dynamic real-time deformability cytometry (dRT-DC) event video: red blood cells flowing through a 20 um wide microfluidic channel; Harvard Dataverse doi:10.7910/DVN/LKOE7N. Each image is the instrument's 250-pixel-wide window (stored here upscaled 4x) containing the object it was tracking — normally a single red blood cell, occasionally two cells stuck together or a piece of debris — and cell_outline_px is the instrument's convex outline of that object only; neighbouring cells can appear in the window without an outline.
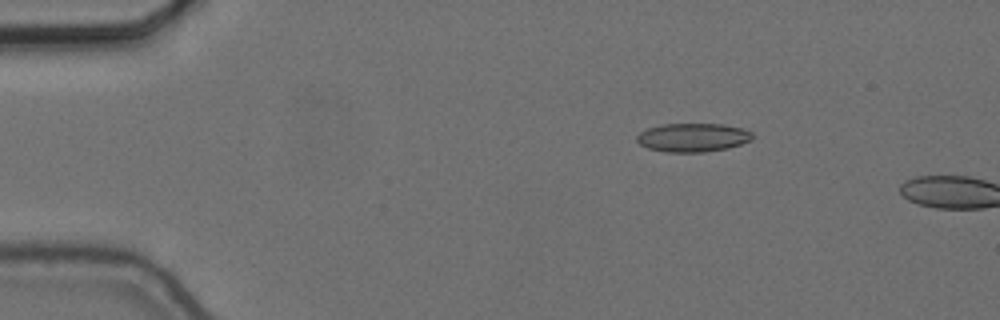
{"species": "common noctule bat (a hibernating species)", "species_latin": "Nyctalus noctula", "temperature_condition": "cold", "stored_images_in_passage": 3, "camera_frame_rate_fps": 3000, "um_per_image_px": 0.085, "animal": {"sex": "female", "body_mass_g": 24.6, "forearm_length_mm": 56.2}, "frame": {"image": 1, "passage_image": 1, "time_ms": 0.0, "image_size_px": [1000, 320], "cell_outline_px": [[752, 140], [728, 148], [704, 152], [664, 152], [648, 148], [640, 144], [636, 140], [636, 136], [640, 132], [648, 128], [664, 124], [724, 124], [740, 128], [752, 132]], "centroid_in_image_um": [58.87, 11.69], "position_along_channel_um": 26.1, "area_um2": 19.25}}